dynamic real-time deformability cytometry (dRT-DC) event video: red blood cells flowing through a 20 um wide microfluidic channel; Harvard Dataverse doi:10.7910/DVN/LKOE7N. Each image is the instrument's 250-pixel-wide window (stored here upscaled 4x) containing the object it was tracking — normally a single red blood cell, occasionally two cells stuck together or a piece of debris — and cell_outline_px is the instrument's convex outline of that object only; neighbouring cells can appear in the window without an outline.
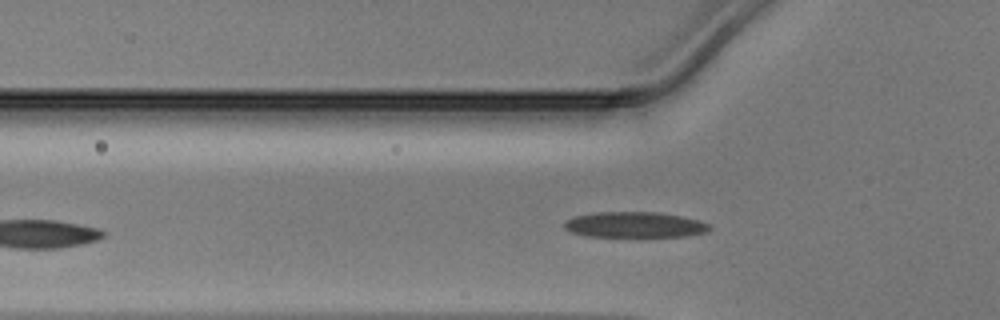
{"species": "Egyptian fruit bat (a non-hibernating species)", "species_latin": "Rousettus aegyptiacus", "temperature_condition": "warm", "stored_images_in_passage": 37, "camera_frame_rate_fps": 3000, "um_per_image_px": 0.085, "animal": {"sex": "male"}, "frame": {"image": 1, "passage_image": 5, "time_ms": 1.333, "image_size_px": [1000, 320], "cell_outline_px": [[712, 228], [704, 232], [684, 236], [588, 236], [572, 232], [564, 228], [564, 220], [576, 216], [596, 212], [660, 212], [684, 216], [700, 220], [708, 224]], "centroid_in_image_um": [53.95, 19.09], "position_along_channel_um": 71.8, "area_um2": 21.62}}
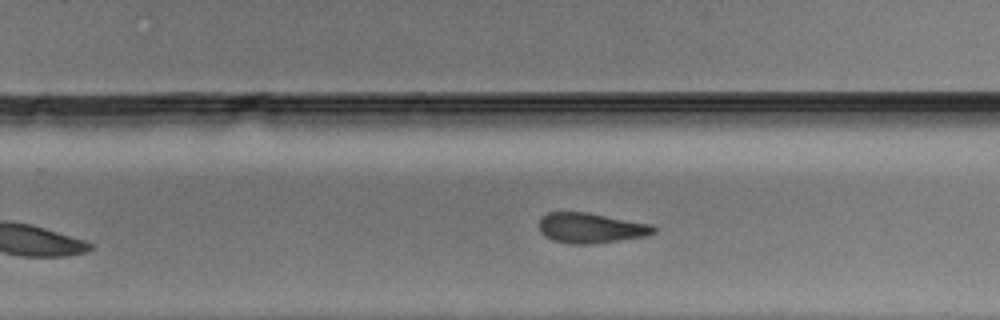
{"frame": {"image": 2, "passage_image": 20, "time_ms": 6.333, "image_size_px": [1000, 320], "cell_outline_px": [[656, 232], [644, 236], [588, 244], [572, 244], [552, 240], [544, 236], [540, 232], [540, 216], [548, 212], [588, 212], [652, 224], [656, 228]], "centroid_in_image_um": [50.19, 19.36], "position_along_channel_um": 279.6, "area_um2": 20.11}}
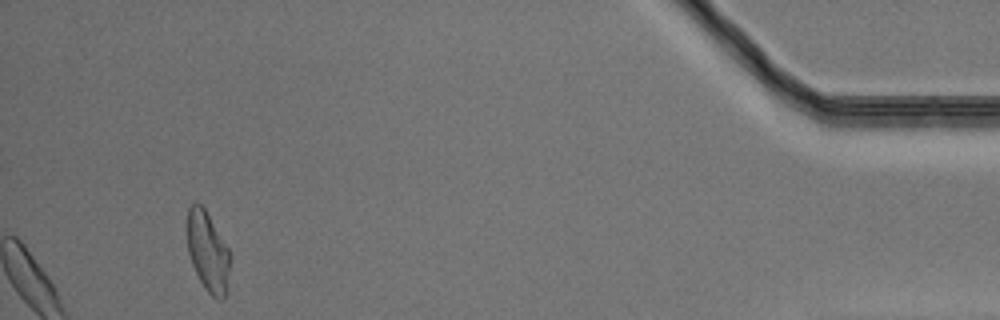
{"frame": {"image": 3, "passage_image": 35, "time_ms": 11.333, "image_size_px": [1000, 320], "cell_outline_px": [[232, 256], [224, 300], [220, 300], [212, 296], [204, 288], [192, 264], [188, 252], [188, 208], [196, 200], [204, 208], [228, 248]], "centroid_in_image_um": [17.68, 21.41], "position_along_channel_um": 417.5, "area_um2": 19.83}}